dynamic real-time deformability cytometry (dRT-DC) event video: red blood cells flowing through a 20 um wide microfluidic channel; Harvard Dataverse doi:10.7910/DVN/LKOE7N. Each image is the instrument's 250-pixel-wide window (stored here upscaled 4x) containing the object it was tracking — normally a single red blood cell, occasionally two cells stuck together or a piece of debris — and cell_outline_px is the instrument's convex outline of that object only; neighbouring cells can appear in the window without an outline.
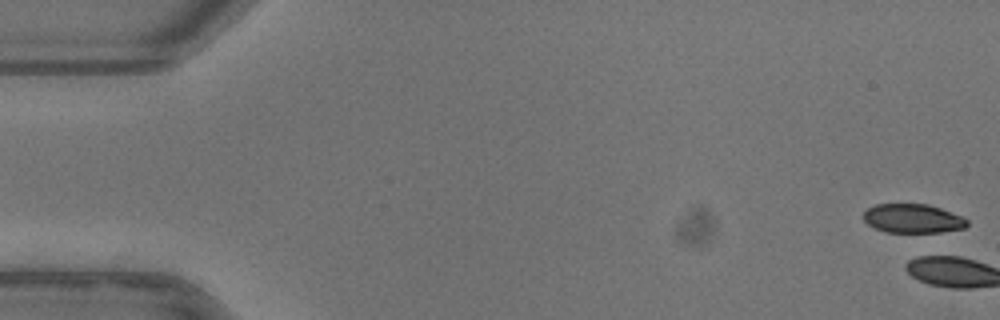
{"species": "common noctule bat (a hibernating species)", "species_latin": "Nyctalus noctula", "temperature_condition": "warm", "stored_images_in_passage": 3, "camera_frame_rate_fps": 3000, "um_per_image_px": 0.085, "animal": {"sex": "female"}, "frame": {"image": 1, "passage_image": 1, "time_ms": 0.0, "image_size_px": [1000, 320], "cell_outline_px": [[968, 224], [964, 228], [940, 232], [888, 232], [876, 228], [868, 224], [864, 220], [864, 212], [868, 208], [876, 204], [928, 204], [940, 208], [960, 216], [968, 220]], "centroid_in_image_um": [77.58, 18.57], "position_along_channel_um": 7.4, "area_um2": 17.28}}